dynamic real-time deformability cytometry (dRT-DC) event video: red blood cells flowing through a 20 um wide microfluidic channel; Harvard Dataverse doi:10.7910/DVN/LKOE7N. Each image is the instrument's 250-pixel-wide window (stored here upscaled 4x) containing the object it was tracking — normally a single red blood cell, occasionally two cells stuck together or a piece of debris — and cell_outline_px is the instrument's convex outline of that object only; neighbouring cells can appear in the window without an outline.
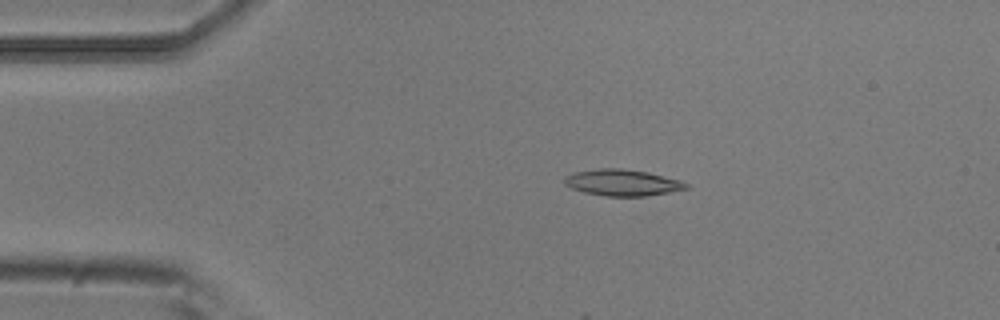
{"species": "common noctule bat (a hibernating species)", "species_latin": "Nyctalus noctula", "temperature_condition": "room temperature", "stored_images_in_passage": 4, "camera_frame_rate_fps": 3000, "um_per_image_px": 0.085, "animal": {"sex": "male", "body_mass_g": 20.5, "forearm_length_mm": 52.5}, "frame": {"image": 1, "passage_image": 2, "time_ms": 0.333, "image_size_px": [1000, 320], "cell_outline_px": [[688, 188], [668, 192], [644, 196], [604, 196], [584, 192], [572, 188], [564, 184], [564, 176], [576, 172], [600, 168], [620, 168], [648, 172], [680, 180], [688, 184]], "centroid_in_image_um": [52.88, 15.52], "position_along_channel_um": 32.1, "area_um2": 18.55}}
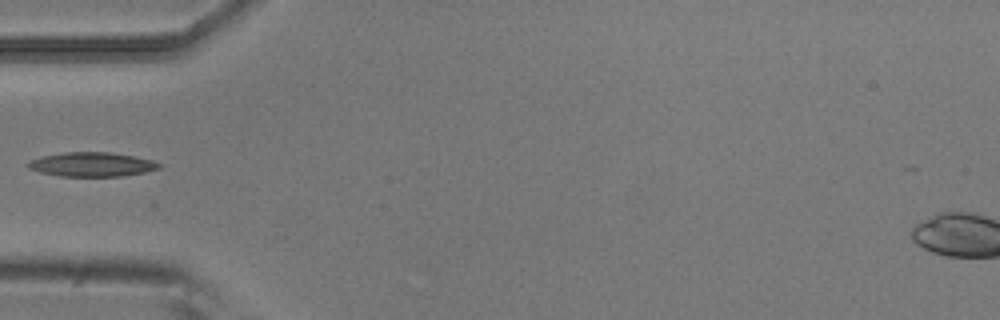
{"frame": {"image": 2, "passage_image": 4, "time_ms": 1.0, "image_size_px": [1000, 320], "cell_outline_px": [[164, 164], [160, 168], [144, 172], [120, 176], [60, 176], [40, 172], [28, 168], [24, 164], [28, 160], [40, 156], [64, 152], [108, 152], [132, 156], [152, 160]], "centroid_in_image_um": [7.75, 13.97], "position_along_channel_um": 77.2, "area_um2": 18.61}}